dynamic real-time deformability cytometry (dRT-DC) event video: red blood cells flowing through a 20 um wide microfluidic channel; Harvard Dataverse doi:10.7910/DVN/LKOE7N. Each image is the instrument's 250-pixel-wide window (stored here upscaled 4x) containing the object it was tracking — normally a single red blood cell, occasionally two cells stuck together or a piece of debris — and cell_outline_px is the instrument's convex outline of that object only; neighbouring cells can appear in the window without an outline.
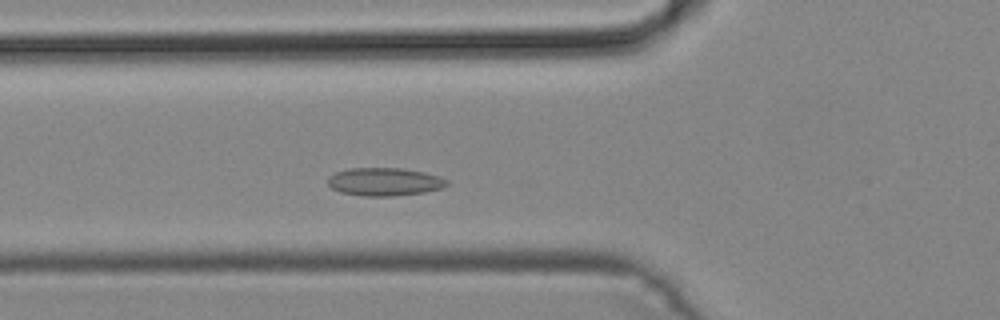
{"species": "common noctule bat (a hibernating species)", "species_latin": "Nyctalus noctula", "temperature_condition": "cold", "stored_images_in_passage": 13, "camera_frame_rate_fps": 3000, "um_per_image_px": 0.085, "animal": {"sex": "male", "body_mass_g": 19.2, "forearm_length_mm": 51.8}, "frame": {"image": 1, "passage_image": 10, "time_ms": 3.0, "image_size_px": [1000, 320], "cell_outline_px": [[448, 184], [440, 188], [424, 192], [392, 196], [364, 196], [340, 192], [332, 188], [328, 184], [328, 176], [336, 172], [348, 168], [400, 168], [424, 172], [440, 176], [448, 180]], "centroid_in_image_um": [32.66, 15.44], "position_along_channel_um": 93.1, "area_um2": 19.42}}
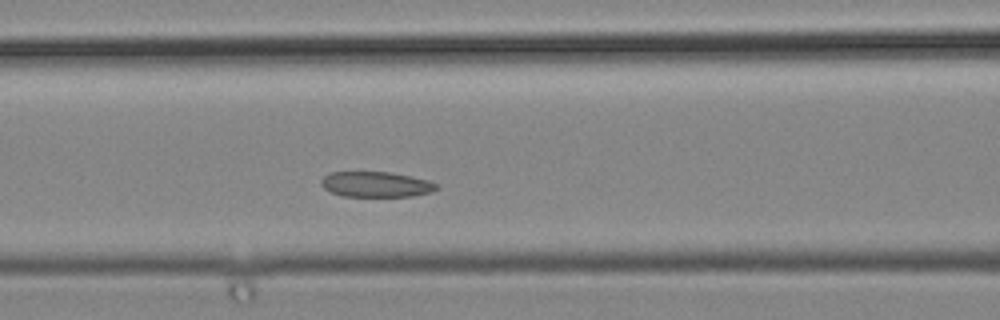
{"frame": {"image": 2, "passage_image": 13, "time_ms": 4.0, "image_size_px": [1000, 320], "cell_outline_px": [[440, 188], [432, 192], [412, 196], [344, 196], [332, 192], [324, 188], [320, 184], [320, 180], [324, 176], [332, 172], [388, 172], [412, 176], [428, 180], [440, 184]], "centroid_in_image_um": [32.01, 15.67], "position_along_channel_um": 134.6, "area_um2": 17.17}}